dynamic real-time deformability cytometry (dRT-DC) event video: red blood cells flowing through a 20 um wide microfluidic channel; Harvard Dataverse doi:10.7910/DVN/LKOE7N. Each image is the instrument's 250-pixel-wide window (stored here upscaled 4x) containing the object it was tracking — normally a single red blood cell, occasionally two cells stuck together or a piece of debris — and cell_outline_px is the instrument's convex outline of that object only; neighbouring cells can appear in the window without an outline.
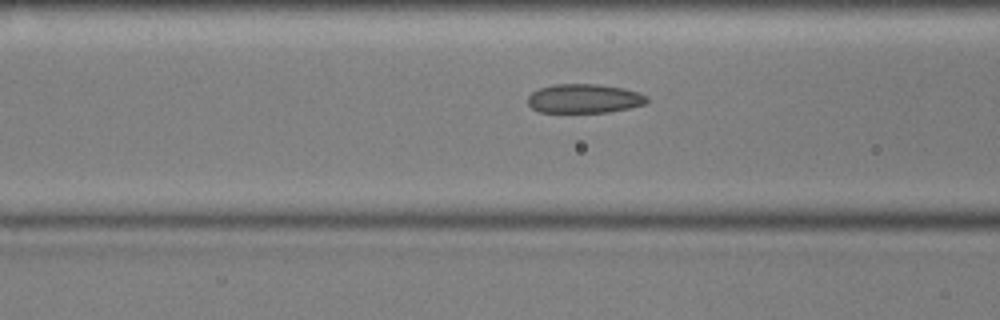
{"species": "common noctule bat (a hibernating species)", "species_latin": "Nyctalus noctula", "temperature_condition": "cold", "stored_images_in_passage": 52, "camera_frame_rate_fps": 3000, "um_per_image_px": 0.085, "animal": {"sex": "male", "body_mass_g": 17.9, "forearm_length_mm": 54.2}, "frame": {"image": 1, "passage_image": 21, "time_ms": 6.667, "image_size_px": [1000, 320], "cell_outline_px": [[648, 100], [644, 104], [628, 108], [608, 112], [540, 112], [532, 108], [528, 104], [528, 96], [532, 92], [540, 88], [552, 84], [600, 84], [624, 88], [640, 92], [648, 96]], "centroid_in_image_um": [49.67, 8.37], "position_along_channel_um": 116.9, "area_um2": 20.29}}
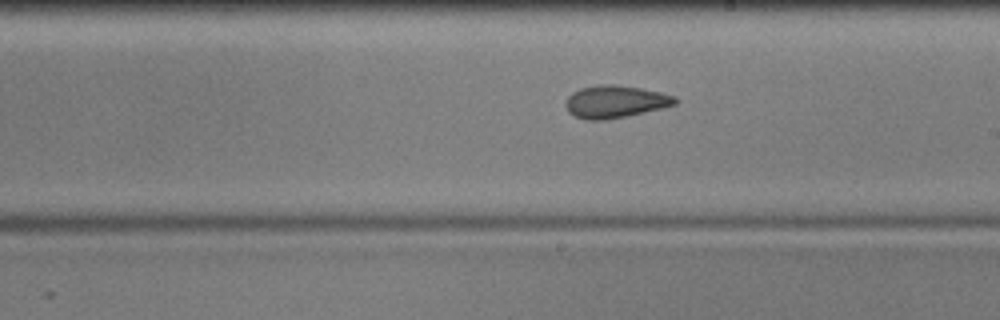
{"frame": {"image": 2, "passage_image": 31, "time_ms": 10.0, "image_size_px": [1000, 320], "cell_outline_px": [[680, 100], [676, 104], [628, 116], [608, 120], [584, 120], [568, 112], [568, 96], [572, 92], [580, 88], [600, 84], [612, 84], [640, 88], [660, 92], [676, 96]], "centroid_in_image_um": [52.32, 8.64], "position_along_channel_um": 236.7, "area_um2": 20.63}}
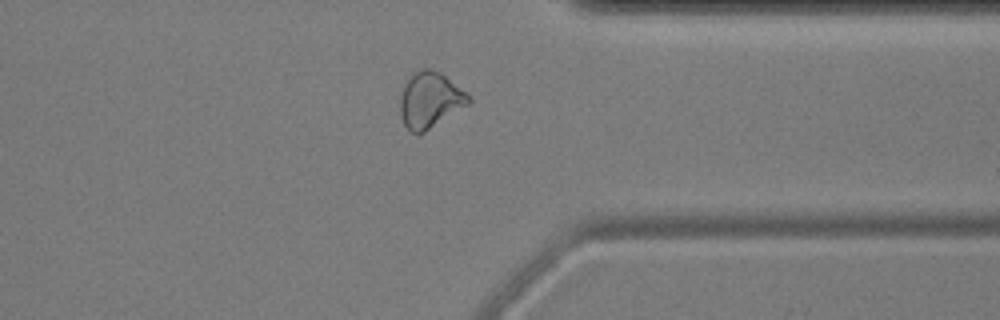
{"frame": {"image": 3, "passage_image": 43, "time_ms": 14.0, "image_size_px": [1000, 320], "cell_outline_px": [[472, 100], [468, 104], [424, 132], [412, 132], [404, 124], [400, 116], [400, 96], [404, 84], [412, 72], [420, 68], [428, 68], [440, 72], [464, 92]], "centroid_in_image_um": [36.5, 8.47], "position_along_channel_um": 374.9, "area_um2": 21.85}, "authors_computed_cell_mechanics": {"area_um2": 21.4438, "velocity_mm_per_s": 3.5805, "shape_relaxation_time_tau1_ms": 4.4906, "shape_relaxation_time_tau2_ms": 3.3014, "deformation_change_tau1": 0.0918, "deformation_change_tau2": 0.0816}}